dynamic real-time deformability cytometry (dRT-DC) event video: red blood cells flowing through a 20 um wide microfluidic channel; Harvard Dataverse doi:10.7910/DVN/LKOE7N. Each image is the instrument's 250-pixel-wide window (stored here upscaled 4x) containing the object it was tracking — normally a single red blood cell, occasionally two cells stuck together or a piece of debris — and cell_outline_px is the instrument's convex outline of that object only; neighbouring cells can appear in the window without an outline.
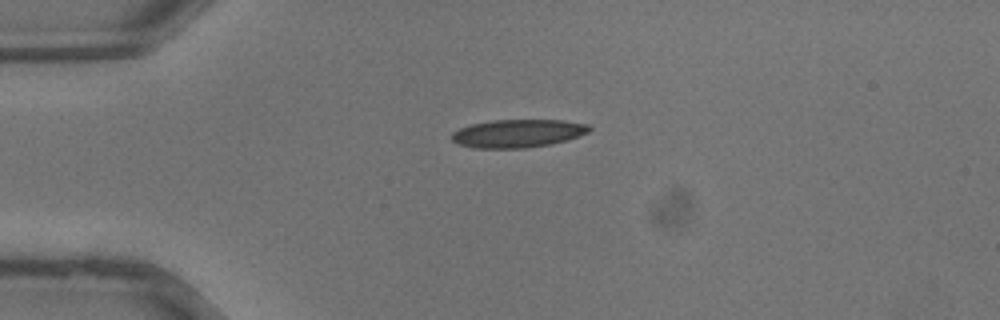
{"species": "common noctule bat (a hibernating species)", "species_latin": "Nyctalus noctula", "temperature_condition": "warm", "stored_images_in_passage": 28, "camera_frame_rate_fps": 3000, "um_per_image_px": 0.085, "animal": {"sex": "male", "body_mass_g": 13.3}, "frame": {"image": 1, "passage_image": 1, "time_ms": 0.0, "image_size_px": [1000, 320], "cell_outline_px": [[592, 128], [588, 132], [564, 140], [548, 144], [524, 148], [472, 148], [460, 144], [452, 140], [452, 132], [460, 128], [472, 124], [492, 120], [564, 120], [588, 124]], "centroid_in_image_um": [43.99, 11.33], "position_along_channel_um": 41.0, "area_um2": 22.25}}
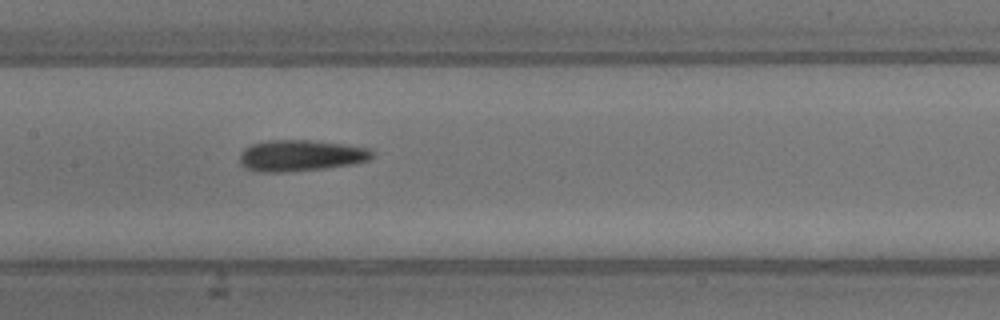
{"frame": {"image": 2, "passage_image": 10, "time_ms": 3.0, "image_size_px": [1000, 320], "cell_outline_px": [[372, 156], [368, 160], [352, 164], [324, 168], [288, 172], [252, 172], [244, 168], [240, 164], [240, 152], [244, 148], [252, 144], [268, 140], [308, 140], [344, 144], [372, 148]], "centroid_in_image_um": [25.51, 13.23], "position_along_channel_um": 181.9, "area_um2": 24.33}}
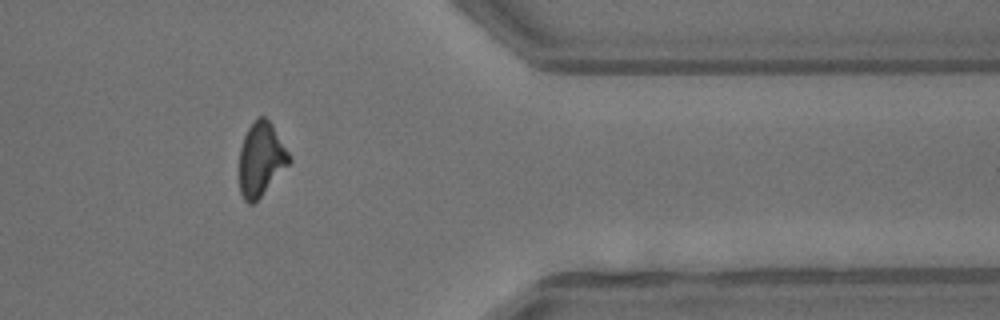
{"frame": {"image": 3, "passage_image": 22, "time_ms": 7.0, "image_size_px": [1000, 320], "cell_outline_px": [[292, 160], [260, 196], [252, 204], [248, 204], [244, 200], [240, 192], [240, 148], [244, 136], [248, 128], [260, 116], [264, 116], [272, 124], [288, 152]], "centroid_in_image_um": [22.17, 13.53], "position_along_channel_um": 389.2, "area_um2": 20.87}}